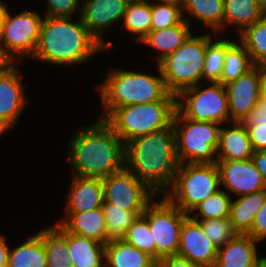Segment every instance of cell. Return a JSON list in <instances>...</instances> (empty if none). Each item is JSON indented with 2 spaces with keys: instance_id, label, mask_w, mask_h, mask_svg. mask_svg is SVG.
Returning a JSON list of instances; mask_svg holds the SVG:
<instances>
[{
  "instance_id": "ee69618b",
  "label": "cell",
  "mask_w": 266,
  "mask_h": 267,
  "mask_svg": "<svg viewBox=\"0 0 266 267\" xmlns=\"http://www.w3.org/2000/svg\"><path fill=\"white\" fill-rule=\"evenodd\" d=\"M251 160L260 172L266 186V151H254Z\"/></svg>"
},
{
  "instance_id": "484cf974",
  "label": "cell",
  "mask_w": 266,
  "mask_h": 267,
  "mask_svg": "<svg viewBox=\"0 0 266 267\" xmlns=\"http://www.w3.org/2000/svg\"><path fill=\"white\" fill-rule=\"evenodd\" d=\"M266 200V189L231 200L229 220L239 234H247L258 210Z\"/></svg>"
},
{
  "instance_id": "f546056e",
  "label": "cell",
  "mask_w": 266,
  "mask_h": 267,
  "mask_svg": "<svg viewBox=\"0 0 266 267\" xmlns=\"http://www.w3.org/2000/svg\"><path fill=\"white\" fill-rule=\"evenodd\" d=\"M7 267H47L42 237L37 233L18 247L9 249Z\"/></svg>"
},
{
  "instance_id": "ba28073f",
  "label": "cell",
  "mask_w": 266,
  "mask_h": 267,
  "mask_svg": "<svg viewBox=\"0 0 266 267\" xmlns=\"http://www.w3.org/2000/svg\"><path fill=\"white\" fill-rule=\"evenodd\" d=\"M172 126L180 164L217 162L221 124L188 119L176 110Z\"/></svg>"
},
{
  "instance_id": "d6986e66",
  "label": "cell",
  "mask_w": 266,
  "mask_h": 267,
  "mask_svg": "<svg viewBox=\"0 0 266 267\" xmlns=\"http://www.w3.org/2000/svg\"><path fill=\"white\" fill-rule=\"evenodd\" d=\"M256 243L248 234H238L218 248L214 267H258L261 258Z\"/></svg>"
},
{
  "instance_id": "7c38bea8",
  "label": "cell",
  "mask_w": 266,
  "mask_h": 267,
  "mask_svg": "<svg viewBox=\"0 0 266 267\" xmlns=\"http://www.w3.org/2000/svg\"><path fill=\"white\" fill-rule=\"evenodd\" d=\"M104 202L124 210H145L158 195L126 167L102 178Z\"/></svg>"
},
{
  "instance_id": "ac0fdd59",
  "label": "cell",
  "mask_w": 266,
  "mask_h": 267,
  "mask_svg": "<svg viewBox=\"0 0 266 267\" xmlns=\"http://www.w3.org/2000/svg\"><path fill=\"white\" fill-rule=\"evenodd\" d=\"M72 180L65 212H87L102 208L104 202L101 178L71 175Z\"/></svg>"
},
{
  "instance_id": "d4e9b609",
  "label": "cell",
  "mask_w": 266,
  "mask_h": 267,
  "mask_svg": "<svg viewBox=\"0 0 266 267\" xmlns=\"http://www.w3.org/2000/svg\"><path fill=\"white\" fill-rule=\"evenodd\" d=\"M182 10L184 19L190 25L189 15L210 28L214 38L223 30L224 0H184Z\"/></svg>"
},
{
  "instance_id": "d6a6232c",
  "label": "cell",
  "mask_w": 266,
  "mask_h": 267,
  "mask_svg": "<svg viewBox=\"0 0 266 267\" xmlns=\"http://www.w3.org/2000/svg\"><path fill=\"white\" fill-rule=\"evenodd\" d=\"M239 42L250 54L254 65L266 63V18H260L253 25L237 35Z\"/></svg>"
},
{
  "instance_id": "603a6c76",
  "label": "cell",
  "mask_w": 266,
  "mask_h": 267,
  "mask_svg": "<svg viewBox=\"0 0 266 267\" xmlns=\"http://www.w3.org/2000/svg\"><path fill=\"white\" fill-rule=\"evenodd\" d=\"M67 247L73 267H105V244L67 232Z\"/></svg>"
},
{
  "instance_id": "74e56055",
  "label": "cell",
  "mask_w": 266,
  "mask_h": 267,
  "mask_svg": "<svg viewBox=\"0 0 266 267\" xmlns=\"http://www.w3.org/2000/svg\"><path fill=\"white\" fill-rule=\"evenodd\" d=\"M206 236L219 248L234 239L239 233L234 229L229 218L194 220Z\"/></svg>"
},
{
  "instance_id": "4316f807",
  "label": "cell",
  "mask_w": 266,
  "mask_h": 267,
  "mask_svg": "<svg viewBox=\"0 0 266 267\" xmlns=\"http://www.w3.org/2000/svg\"><path fill=\"white\" fill-rule=\"evenodd\" d=\"M46 252L47 267H73L67 247V231L55 224L38 232Z\"/></svg>"
},
{
  "instance_id": "f907efd6",
  "label": "cell",
  "mask_w": 266,
  "mask_h": 267,
  "mask_svg": "<svg viewBox=\"0 0 266 267\" xmlns=\"http://www.w3.org/2000/svg\"><path fill=\"white\" fill-rule=\"evenodd\" d=\"M258 267H266V257H261Z\"/></svg>"
},
{
  "instance_id": "6da1fadb",
  "label": "cell",
  "mask_w": 266,
  "mask_h": 267,
  "mask_svg": "<svg viewBox=\"0 0 266 267\" xmlns=\"http://www.w3.org/2000/svg\"><path fill=\"white\" fill-rule=\"evenodd\" d=\"M68 145L72 175L102 179L125 168V143L104 120L77 129Z\"/></svg>"
},
{
  "instance_id": "8d00e7d4",
  "label": "cell",
  "mask_w": 266,
  "mask_h": 267,
  "mask_svg": "<svg viewBox=\"0 0 266 267\" xmlns=\"http://www.w3.org/2000/svg\"><path fill=\"white\" fill-rule=\"evenodd\" d=\"M151 15L150 31L168 28L184 20L181 7L154 1H151Z\"/></svg>"
},
{
  "instance_id": "8992f818",
  "label": "cell",
  "mask_w": 266,
  "mask_h": 267,
  "mask_svg": "<svg viewBox=\"0 0 266 267\" xmlns=\"http://www.w3.org/2000/svg\"><path fill=\"white\" fill-rule=\"evenodd\" d=\"M213 36L206 32L187 40L158 65L168 91L176 96L189 87L200 84L205 62L206 45Z\"/></svg>"
},
{
  "instance_id": "d590c367",
  "label": "cell",
  "mask_w": 266,
  "mask_h": 267,
  "mask_svg": "<svg viewBox=\"0 0 266 267\" xmlns=\"http://www.w3.org/2000/svg\"><path fill=\"white\" fill-rule=\"evenodd\" d=\"M122 239L140 251L147 253L156 261V243L152 236L149 223L143 215H139L128 228L127 233Z\"/></svg>"
},
{
  "instance_id": "30bf717a",
  "label": "cell",
  "mask_w": 266,
  "mask_h": 267,
  "mask_svg": "<svg viewBox=\"0 0 266 267\" xmlns=\"http://www.w3.org/2000/svg\"><path fill=\"white\" fill-rule=\"evenodd\" d=\"M184 89L177 95V110L195 121L229 124V103L225 86L209 82ZM204 88V89H203Z\"/></svg>"
},
{
  "instance_id": "b9f144b4",
  "label": "cell",
  "mask_w": 266,
  "mask_h": 267,
  "mask_svg": "<svg viewBox=\"0 0 266 267\" xmlns=\"http://www.w3.org/2000/svg\"><path fill=\"white\" fill-rule=\"evenodd\" d=\"M243 125H266V98L261 96L255 108L242 122Z\"/></svg>"
},
{
  "instance_id": "836d02e7",
  "label": "cell",
  "mask_w": 266,
  "mask_h": 267,
  "mask_svg": "<svg viewBox=\"0 0 266 267\" xmlns=\"http://www.w3.org/2000/svg\"><path fill=\"white\" fill-rule=\"evenodd\" d=\"M232 196L222 188L197 205L190 213L192 220L229 218ZM191 214H195L193 217Z\"/></svg>"
},
{
  "instance_id": "1f68e13d",
  "label": "cell",
  "mask_w": 266,
  "mask_h": 267,
  "mask_svg": "<svg viewBox=\"0 0 266 267\" xmlns=\"http://www.w3.org/2000/svg\"><path fill=\"white\" fill-rule=\"evenodd\" d=\"M102 211L107 238L112 240L122 239L128 228L145 210H124L120 207H114V204L103 202Z\"/></svg>"
},
{
  "instance_id": "277c9868",
  "label": "cell",
  "mask_w": 266,
  "mask_h": 267,
  "mask_svg": "<svg viewBox=\"0 0 266 267\" xmlns=\"http://www.w3.org/2000/svg\"><path fill=\"white\" fill-rule=\"evenodd\" d=\"M157 68L158 76L123 68L109 69L105 80L97 86L104 110L99 119L105 120L116 108L126 105L177 100L168 91L159 65Z\"/></svg>"
},
{
  "instance_id": "ffe728a7",
  "label": "cell",
  "mask_w": 266,
  "mask_h": 267,
  "mask_svg": "<svg viewBox=\"0 0 266 267\" xmlns=\"http://www.w3.org/2000/svg\"><path fill=\"white\" fill-rule=\"evenodd\" d=\"M228 127L221 126L217 161L251 159L253 148L247 128L240 122H230Z\"/></svg>"
},
{
  "instance_id": "ab89813d",
  "label": "cell",
  "mask_w": 266,
  "mask_h": 267,
  "mask_svg": "<svg viewBox=\"0 0 266 267\" xmlns=\"http://www.w3.org/2000/svg\"><path fill=\"white\" fill-rule=\"evenodd\" d=\"M247 234L258 242L266 239V200L256 213L251 230Z\"/></svg>"
},
{
  "instance_id": "8fae6325",
  "label": "cell",
  "mask_w": 266,
  "mask_h": 267,
  "mask_svg": "<svg viewBox=\"0 0 266 267\" xmlns=\"http://www.w3.org/2000/svg\"><path fill=\"white\" fill-rule=\"evenodd\" d=\"M154 198L145 208L143 216L149 223L156 243V262L169 256H177L180 230L189 216L172 204L163 194Z\"/></svg>"
},
{
  "instance_id": "52a82bcc",
  "label": "cell",
  "mask_w": 266,
  "mask_h": 267,
  "mask_svg": "<svg viewBox=\"0 0 266 267\" xmlns=\"http://www.w3.org/2000/svg\"><path fill=\"white\" fill-rule=\"evenodd\" d=\"M220 189L216 163H181L173 184L163 195L189 215L197 205Z\"/></svg>"
},
{
  "instance_id": "9c48e42d",
  "label": "cell",
  "mask_w": 266,
  "mask_h": 267,
  "mask_svg": "<svg viewBox=\"0 0 266 267\" xmlns=\"http://www.w3.org/2000/svg\"><path fill=\"white\" fill-rule=\"evenodd\" d=\"M43 17L33 10L26 9L14 16L7 10L0 39L2 63H17L25 58H32Z\"/></svg>"
},
{
  "instance_id": "4fadbf2b",
  "label": "cell",
  "mask_w": 266,
  "mask_h": 267,
  "mask_svg": "<svg viewBox=\"0 0 266 267\" xmlns=\"http://www.w3.org/2000/svg\"><path fill=\"white\" fill-rule=\"evenodd\" d=\"M16 65L0 64V132L3 135L14 129L29 100Z\"/></svg>"
},
{
  "instance_id": "4dcf8cb0",
  "label": "cell",
  "mask_w": 266,
  "mask_h": 267,
  "mask_svg": "<svg viewBox=\"0 0 266 267\" xmlns=\"http://www.w3.org/2000/svg\"><path fill=\"white\" fill-rule=\"evenodd\" d=\"M151 19V1H129L121 27L134 36V41L140 43L150 32Z\"/></svg>"
},
{
  "instance_id": "7402d4cb",
  "label": "cell",
  "mask_w": 266,
  "mask_h": 267,
  "mask_svg": "<svg viewBox=\"0 0 266 267\" xmlns=\"http://www.w3.org/2000/svg\"><path fill=\"white\" fill-rule=\"evenodd\" d=\"M192 34L191 25L184 19L181 23L158 31H150L140 42L157 50L154 58L157 65L179 48Z\"/></svg>"
},
{
  "instance_id": "9a60e30c",
  "label": "cell",
  "mask_w": 266,
  "mask_h": 267,
  "mask_svg": "<svg viewBox=\"0 0 266 267\" xmlns=\"http://www.w3.org/2000/svg\"><path fill=\"white\" fill-rule=\"evenodd\" d=\"M230 122H240L252 112L262 96L260 65L226 83Z\"/></svg>"
},
{
  "instance_id": "f6af8a7d",
  "label": "cell",
  "mask_w": 266,
  "mask_h": 267,
  "mask_svg": "<svg viewBox=\"0 0 266 267\" xmlns=\"http://www.w3.org/2000/svg\"><path fill=\"white\" fill-rule=\"evenodd\" d=\"M9 245L3 234H0V267H7Z\"/></svg>"
},
{
  "instance_id": "60d3db41",
  "label": "cell",
  "mask_w": 266,
  "mask_h": 267,
  "mask_svg": "<svg viewBox=\"0 0 266 267\" xmlns=\"http://www.w3.org/2000/svg\"><path fill=\"white\" fill-rule=\"evenodd\" d=\"M254 151H266V125H244Z\"/></svg>"
},
{
  "instance_id": "7dc6e473",
  "label": "cell",
  "mask_w": 266,
  "mask_h": 267,
  "mask_svg": "<svg viewBox=\"0 0 266 267\" xmlns=\"http://www.w3.org/2000/svg\"><path fill=\"white\" fill-rule=\"evenodd\" d=\"M262 96L266 98V63L260 65Z\"/></svg>"
},
{
  "instance_id": "f1b7e54d",
  "label": "cell",
  "mask_w": 266,
  "mask_h": 267,
  "mask_svg": "<svg viewBox=\"0 0 266 267\" xmlns=\"http://www.w3.org/2000/svg\"><path fill=\"white\" fill-rule=\"evenodd\" d=\"M238 42L231 38L225 39V57L220 80L223 85L236 80L255 66L246 48Z\"/></svg>"
},
{
  "instance_id": "7bdbcfd3",
  "label": "cell",
  "mask_w": 266,
  "mask_h": 267,
  "mask_svg": "<svg viewBox=\"0 0 266 267\" xmlns=\"http://www.w3.org/2000/svg\"><path fill=\"white\" fill-rule=\"evenodd\" d=\"M156 267H203L179 256H169L156 262Z\"/></svg>"
},
{
  "instance_id": "c3c4849f",
  "label": "cell",
  "mask_w": 266,
  "mask_h": 267,
  "mask_svg": "<svg viewBox=\"0 0 266 267\" xmlns=\"http://www.w3.org/2000/svg\"><path fill=\"white\" fill-rule=\"evenodd\" d=\"M156 2L173 4V5H176V6L181 7V8L184 5V0H157Z\"/></svg>"
},
{
  "instance_id": "bcb514c9",
  "label": "cell",
  "mask_w": 266,
  "mask_h": 267,
  "mask_svg": "<svg viewBox=\"0 0 266 267\" xmlns=\"http://www.w3.org/2000/svg\"><path fill=\"white\" fill-rule=\"evenodd\" d=\"M8 8L9 7L6 5V3H4V2H2L0 0V39H1V36H2L4 20H5Z\"/></svg>"
},
{
  "instance_id": "5b68a950",
  "label": "cell",
  "mask_w": 266,
  "mask_h": 267,
  "mask_svg": "<svg viewBox=\"0 0 266 267\" xmlns=\"http://www.w3.org/2000/svg\"><path fill=\"white\" fill-rule=\"evenodd\" d=\"M177 100H160L116 108L104 121L125 145L133 139L173 124Z\"/></svg>"
},
{
  "instance_id": "cb8c5ba5",
  "label": "cell",
  "mask_w": 266,
  "mask_h": 267,
  "mask_svg": "<svg viewBox=\"0 0 266 267\" xmlns=\"http://www.w3.org/2000/svg\"><path fill=\"white\" fill-rule=\"evenodd\" d=\"M105 267H156V261L123 239L105 244Z\"/></svg>"
},
{
  "instance_id": "7a4b0ae2",
  "label": "cell",
  "mask_w": 266,
  "mask_h": 267,
  "mask_svg": "<svg viewBox=\"0 0 266 267\" xmlns=\"http://www.w3.org/2000/svg\"><path fill=\"white\" fill-rule=\"evenodd\" d=\"M179 165L173 126L125 145V167L158 196L171 187Z\"/></svg>"
},
{
  "instance_id": "e0dca14e",
  "label": "cell",
  "mask_w": 266,
  "mask_h": 267,
  "mask_svg": "<svg viewBox=\"0 0 266 267\" xmlns=\"http://www.w3.org/2000/svg\"><path fill=\"white\" fill-rule=\"evenodd\" d=\"M218 247L206 236L202 227L189 216L184 220L177 256L203 267H214Z\"/></svg>"
},
{
  "instance_id": "3957f363",
  "label": "cell",
  "mask_w": 266,
  "mask_h": 267,
  "mask_svg": "<svg viewBox=\"0 0 266 267\" xmlns=\"http://www.w3.org/2000/svg\"><path fill=\"white\" fill-rule=\"evenodd\" d=\"M77 16L76 20L74 17L44 16L31 59L64 67L81 64L105 51Z\"/></svg>"
},
{
  "instance_id": "83f0119b",
  "label": "cell",
  "mask_w": 266,
  "mask_h": 267,
  "mask_svg": "<svg viewBox=\"0 0 266 267\" xmlns=\"http://www.w3.org/2000/svg\"><path fill=\"white\" fill-rule=\"evenodd\" d=\"M260 18L259 0H224L223 30L234 25L240 34Z\"/></svg>"
},
{
  "instance_id": "5bb4252c",
  "label": "cell",
  "mask_w": 266,
  "mask_h": 267,
  "mask_svg": "<svg viewBox=\"0 0 266 267\" xmlns=\"http://www.w3.org/2000/svg\"><path fill=\"white\" fill-rule=\"evenodd\" d=\"M130 0H82L79 16L89 32L105 47L114 48L112 42L104 40L107 28L123 21Z\"/></svg>"
},
{
  "instance_id": "e575fe53",
  "label": "cell",
  "mask_w": 266,
  "mask_h": 267,
  "mask_svg": "<svg viewBox=\"0 0 266 267\" xmlns=\"http://www.w3.org/2000/svg\"><path fill=\"white\" fill-rule=\"evenodd\" d=\"M225 57V38L211 40L206 45L202 79L206 82L220 83Z\"/></svg>"
},
{
  "instance_id": "f35d334b",
  "label": "cell",
  "mask_w": 266,
  "mask_h": 267,
  "mask_svg": "<svg viewBox=\"0 0 266 267\" xmlns=\"http://www.w3.org/2000/svg\"><path fill=\"white\" fill-rule=\"evenodd\" d=\"M80 1L82 0H47L43 15L48 17H74L78 10L81 11Z\"/></svg>"
},
{
  "instance_id": "2e32d148",
  "label": "cell",
  "mask_w": 266,
  "mask_h": 267,
  "mask_svg": "<svg viewBox=\"0 0 266 267\" xmlns=\"http://www.w3.org/2000/svg\"><path fill=\"white\" fill-rule=\"evenodd\" d=\"M216 164L220 185L228 194L238 197L266 189L261 174L251 159L217 161Z\"/></svg>"
},
{
  "instance_id": "681fc988",
  "label": "cell",
  "mask_w": 266,
  "mask_h": 267,
  "mask_svg": "<svg viewBox=\"0 0 266 267\" xmlns=\"http://www.w3.org/2000/svg\"><path fill=\"white\" fill-rule=\"evenodd\" d=\"M260 14L262 18H266V0H259Z\"/></svg>"
},
{
  "instance_id": "44dd1931",
  "label": "cell",
  "mask_w": 266,
  "mask_h": 267,
  "mask_svg": "<svg viewBox=\"0 0 266 267\" xmlns=\"http://www.w3.org/2000/svg\"><path fill=\"white\" fill-rule=\"evenodd\" d=\"M60 224L68 233L76 234L100 243L107 244L105 220L102 208L92 209L87 212H66L60 219Z\"/></svg>"
}]
</instances>
